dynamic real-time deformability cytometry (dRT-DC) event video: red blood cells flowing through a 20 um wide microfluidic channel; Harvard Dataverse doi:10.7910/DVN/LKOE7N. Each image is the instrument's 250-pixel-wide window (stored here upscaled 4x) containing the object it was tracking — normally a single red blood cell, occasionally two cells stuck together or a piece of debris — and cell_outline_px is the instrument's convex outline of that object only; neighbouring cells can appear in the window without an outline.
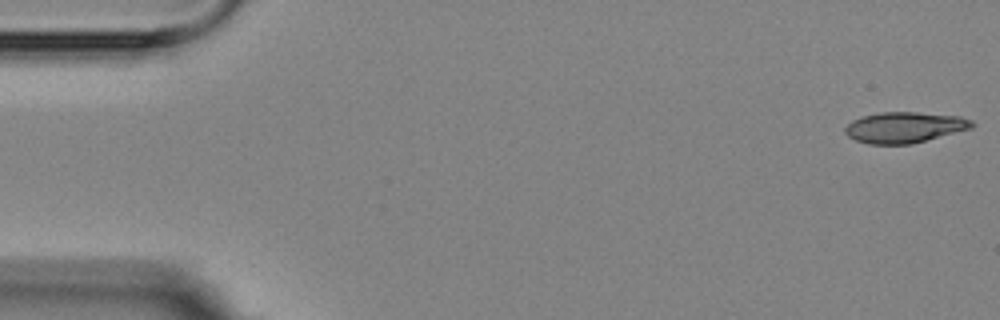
{"species": "Egyptian fruit bat (a non-hibernating species)", "species_latin": "Rousettus aegyptiacus", "temperature_condition": "room temperature", "stored_images_in_passage": 5, "camera_frame_rate_fps": 3000, "um_per_image_px": 0.085, "animal": {"sex": "female"}, "frame": {"image": 1, "passage_image": 1, "time_ms": 0.0, "image_size_px": [1000, 320], "cell_outline_px": [[976, 124], [972, 128], [912, 144], [868, 144], [856, 140], [848, 136], [844, 132], [844, 128], [852, 120], [860, 116], [880, 112], [916, 112], [960, 116], [972, 120]], "centroid_in_image_um": [76.88, 10.82], "position_along_channel_um": 8.1, "area_um2": 22.95}}
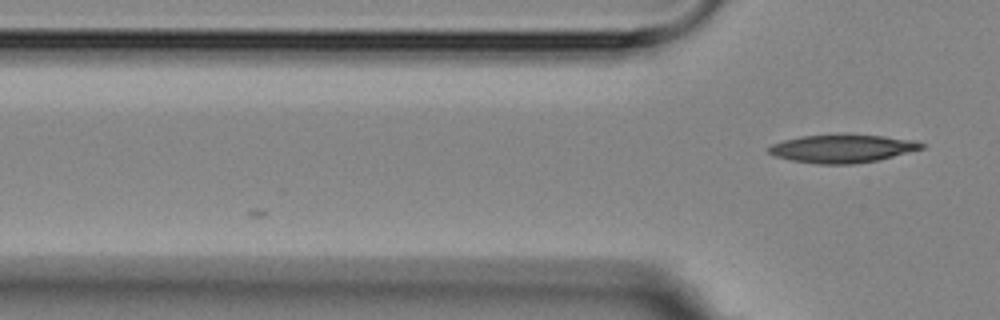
{"frame": {"image": 2, "passage_image": 5, "time_ms": 4.667, "image_size_px": [1000, 320], "cell_outline_px": [[924, 148], [880, 160], [852, 164], [816, 164], [792, 160], [776, 156], [768, 152], [768, 148], [772, 144], [784, 140], [800, 136], [884, 136], [916, 140], [924, 144]], "centroid_in_image_um": [71.63, 12.65], "position_along_channel_um": 54.2, "area_um2": 24.51}}